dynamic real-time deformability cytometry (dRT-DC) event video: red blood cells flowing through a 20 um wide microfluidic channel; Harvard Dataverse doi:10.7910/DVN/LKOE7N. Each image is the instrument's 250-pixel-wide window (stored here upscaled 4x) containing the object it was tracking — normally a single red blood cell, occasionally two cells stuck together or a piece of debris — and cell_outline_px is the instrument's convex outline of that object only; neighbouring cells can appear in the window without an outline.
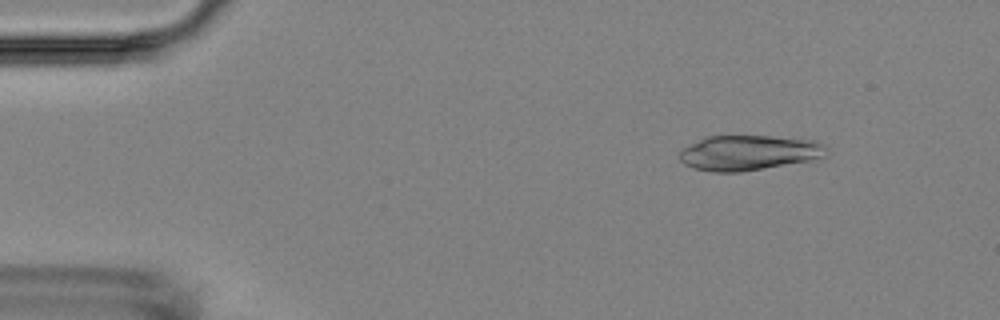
{"species": "Egyptian fruit bat (a non-hibernating species)", "species_latin": "Rousettus aegyptiacus", "temperature_condition": "room temperature", "stored_images_in_passage": 12, "camera_frame_rate_fps": 3000, "um_per_image_px": 0.085, "animal": {"sex": "female"}, "frame": {"image": 1, "passage_image": 1, "time_ms": 0.0, "image_size_px": [1000, 320], "cell_outline_px": [[828, 156], [808, 160], [764, 168], [740, 172], [712, 172], [692, 168], [684, 164], [680, 160], [680, 152], [684, 148], [704, 136], [772, 136], [816, 140], [824, 144], [828, 148]], "centroid_in_image_um": [63.66, 12.98], "position_along_channel_um": 21.3, "area_um2": 30.11}}
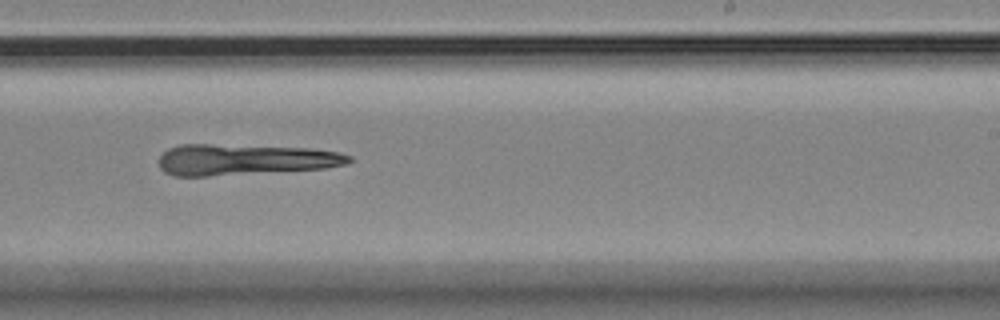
{"frame": {"image": 2, "passage_image": 8, "time_ms": 9.0, "image_size_px": [1000, 320], "cell_outline_px": [[352, 160], [348, 164], [324, 168], [208, 176], [172, 176], [164, 172], [160, 168], [160, 156], [168, 148], [180, 144], [212, 144], [312, 148], [340, 152], [352, 156]], "centroid_in_image_um": [20.8, 13.56], "position_along_channel_um": 268.2, "area_um2": 34.45}}
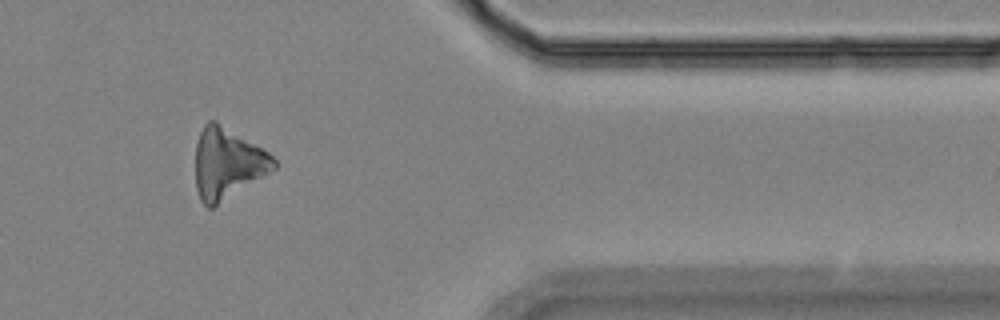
{"frame": {"image": 3, "passage_image": 11, "time_ms": 13.0, "image_size_px": [1000, 320], "cell_outline_px": [[276, 168], [212, 208], [208, 208], [200, 200], [196, 188], [196, 144], [200, 132], [204, 124], [208, 120], [216, 120], [268, 152], [276, 160]], "centroid_in_image_um": [19.31, 13.88], "position_along_channel_um": 392.1, "area_um2": 32.08}}